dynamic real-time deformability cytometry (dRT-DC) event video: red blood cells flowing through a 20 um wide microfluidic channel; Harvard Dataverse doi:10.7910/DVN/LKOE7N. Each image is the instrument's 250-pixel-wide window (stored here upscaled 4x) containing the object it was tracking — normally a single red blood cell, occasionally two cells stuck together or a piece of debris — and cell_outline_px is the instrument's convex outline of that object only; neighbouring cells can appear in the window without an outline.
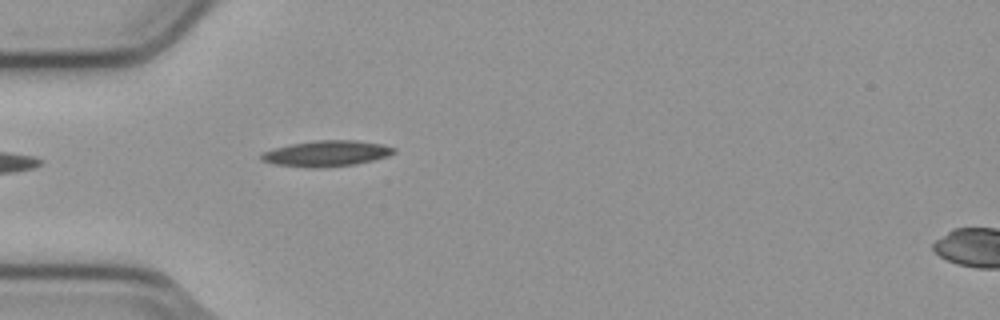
{"species": "common noctule bat (a hibernating species)", "species_latin": "Nyctalus noctula", "temperature_condition": "cold", "stored_images_in_passage": 4, "camera_frame_rate_fps": 3000, "um_per_image_px": 0.085, "animal": {"sex": "male", "body_mass_g": 23.1, "forearm_length_mm": 52.7}, "frame": {"image": 1, "passage_image": 1, "time_ms": 0.0, "image_size_px": [1000, 320], "cell_outline_px": [[396, 152], [388, 156], [356, 164], [320, 168], [308, 168], [276, 164], [260, 160], [260, 156], [264, 152], [276, 148], [292, 144], [316, 140], [352, 140], [380, 144], [396, 148]], "centroid_in_image_um": [27.77, 13.05], "position_along_channel_um": 57.2, "area_um2": 19.77}}